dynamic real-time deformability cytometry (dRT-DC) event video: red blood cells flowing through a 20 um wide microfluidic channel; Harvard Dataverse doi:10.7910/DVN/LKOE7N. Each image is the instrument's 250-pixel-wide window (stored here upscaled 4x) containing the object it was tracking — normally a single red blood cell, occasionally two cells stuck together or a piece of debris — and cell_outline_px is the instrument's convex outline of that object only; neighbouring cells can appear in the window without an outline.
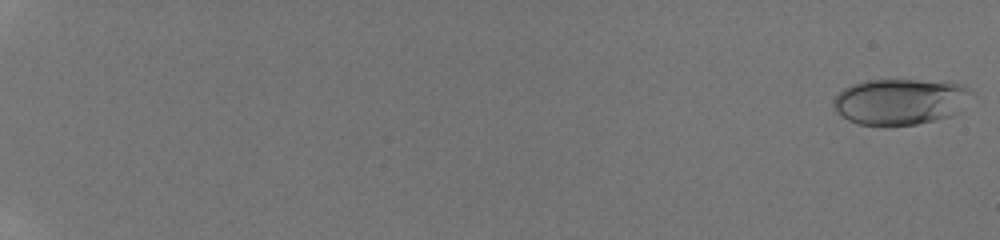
{"species": "human", "species_latin": "Homo sapiens", "temperature_condition": "room temperature", "stored_images_in_passage": 18, "camera_frame_rate_fps": 3000, "um_per_image_px": 0.085, "donor": {"sex": "male"}, "frame": {"image": 1, "passage_image": 1, "time_ms": 0.0, "image_size_px": [1000, 240], "cell_outline_px": [[972, 92], [960, 112], [948, 116], [916, 124], [884, 128], [860, 124], [848, 120], [836, 112], [832, 108], [832, 100], [844, 88], [852, 84], [868, 80], [948, 80], [964, 84]], "centroid_in_image_um": [76.51, 8.64], "position_along_channel_um": 8.5, "area_um2": 37.86}}
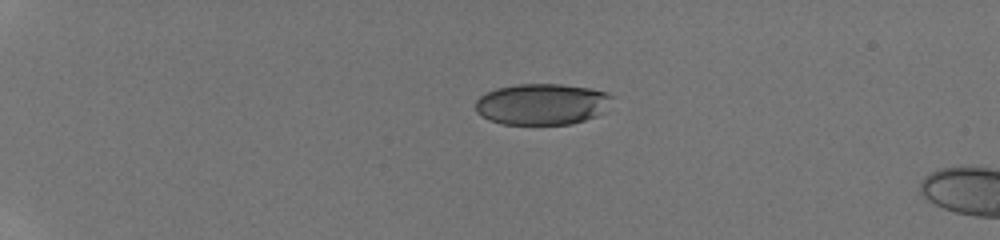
{"frame": {"image": 2, "passage_image": 13, "time_ms": 4.667, "image_size_px": [1000, 240], "cell_outline_px": [[612, 96], [608, 112], [572, 124], [500, 124], [488, 120], [480, 116], [476, 112], [476, 100], [480, 96], [496, 88], [516, 84], [560, 84], [588, 88], [608, 92]], "centroid_in_image_um": [46.09, 8.86], "position_along_channel_um": 38.9, "area_um2": 33.18}}